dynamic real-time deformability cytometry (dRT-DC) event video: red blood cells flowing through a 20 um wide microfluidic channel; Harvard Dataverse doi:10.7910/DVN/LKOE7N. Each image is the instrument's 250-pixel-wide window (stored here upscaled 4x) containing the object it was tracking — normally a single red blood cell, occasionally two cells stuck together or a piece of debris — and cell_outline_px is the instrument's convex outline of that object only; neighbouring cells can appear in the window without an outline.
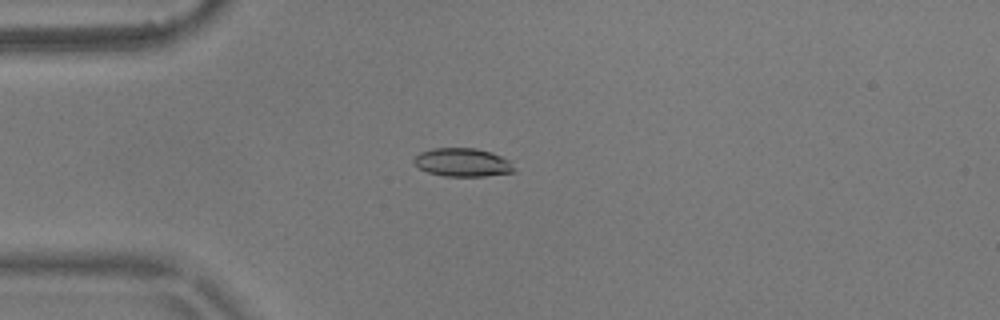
{"species": "common noctule bat (a hibernating species)", "species_latin": "Nyctalus noctula", "temperature_condition": "warm", "stored_images_in_passage": 3, "camera_frame_rate_fps": 3000, "um_per_image_px": 0.085, "animal": {"sex": "male", "body_mass_g": 17.9}, "frame": {"image": 1, "passage_image": 3, "time_ms": 0.667, "image_size_px": [1000, 320], "cell_outline_px": [[516, 172], [484, 176], [444, 176], [428, 172], [420, 168], [412, 160], [420, 152], [432, 148], [476, 148], [492, 152], [508, 160], [516, 168]], "centroid_in_image_um": [39.34, 13.8], "position_along_channel_um": 45.7, "area_um2": 16.59}}